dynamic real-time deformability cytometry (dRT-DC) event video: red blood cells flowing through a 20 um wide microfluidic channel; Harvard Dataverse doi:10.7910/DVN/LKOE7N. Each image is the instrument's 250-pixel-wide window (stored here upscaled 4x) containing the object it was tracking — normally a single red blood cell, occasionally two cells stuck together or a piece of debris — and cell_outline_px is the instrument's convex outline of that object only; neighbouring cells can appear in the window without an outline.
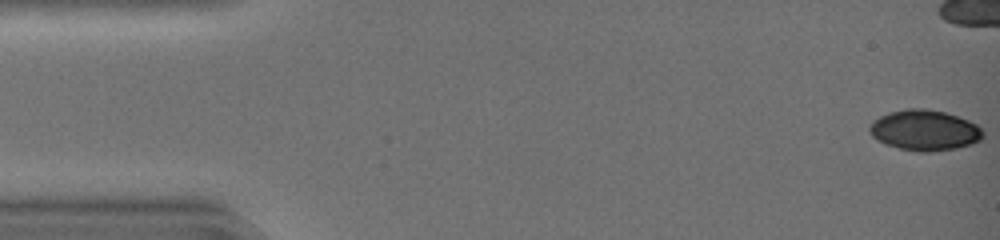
{"species": "common noctule bat (a hibernating species)", "species_latin": "Nyctalus noctula", "temperature_condition": "warm", "stored_images_in_passage": 14, "camera_frame_rate_fps": 3000, "um_per_image_px": 0.085, "animal": {"sex": "female", "body_mass_g": 19.0, "forearm_length_mm": 51.5}, "frame": {"image": 1, "passage_image": 1, "time_ms": 0.0, "image_size_px": [1000, 240], "cell_outline_px": [[984, 136], [980, 140], [972, 144], [956, 148], [932, 152], [920, 152], [900, 148], [884, 144], [876, 140], [868, 132], [868, 128], [872, 120], [888, 112], [908, 108], [924, 108], [944, 112], [968, 120], [976, 124], [984, 132]], "centroid_in_image_um": [78.56, 11.07], "position_along_channel_um": 6.4, "area_um2": 27.05}}